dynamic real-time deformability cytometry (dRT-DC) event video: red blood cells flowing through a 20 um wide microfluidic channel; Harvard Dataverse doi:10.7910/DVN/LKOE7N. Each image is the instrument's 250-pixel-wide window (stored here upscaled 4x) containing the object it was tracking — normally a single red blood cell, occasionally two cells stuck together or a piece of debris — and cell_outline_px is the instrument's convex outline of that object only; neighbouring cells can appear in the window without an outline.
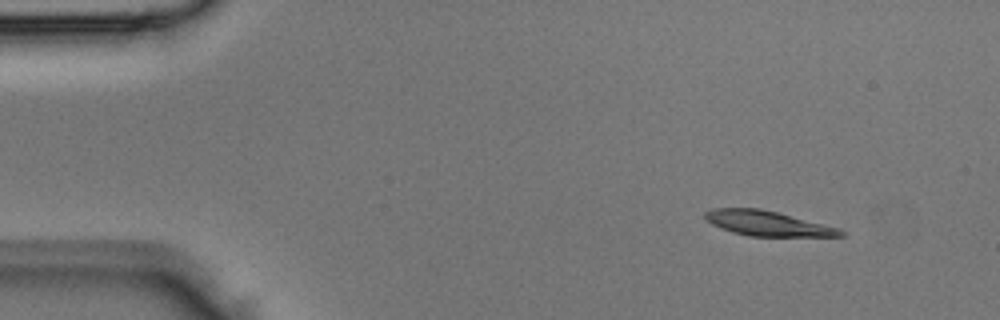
{"species": "Egyptian fruit bat (a non-hibernating species)", "species_latin": "Rousettus aegyptiacus", "temperature_condition": "room temperature", "stored_images_in_passage": 40, "camera_frame_rate_fps": 3000, "um_per_image_px": 0.085, "animal": {"sex": "male"}, "frame": {"image": 1, "passage_image": 1, "time_ms": 0.0, "image_size_px": [1000, 320], "cell_outline_px": [[844, 236], [748, 236], [732, 232], [720, 228], [712, 224], [704, 216], [704, 212], [712, 208], [760, 208], [840, 228], [844, 232]], "centroid_in_image_um": [65.21, 18.99], "position_along_channel_um": 19.8, "area_um2": 19.54}}
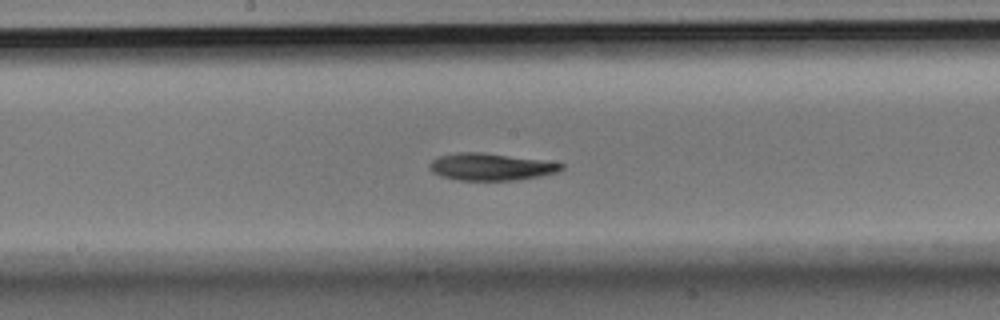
{"frame": {"image": 2, "passage_image": 19, "time_ms": 6.0, "image_size_px": [1000, 320], "cell_outline_px": [[564, 168], [556, 172], [540, 176], [516, 180], [456, 180], [440, 176], [432, 172], [428, 168], [428, 164], [432, 160], [440, 156], [456, 152], [480, 152], [540, 160], [564, 164]], "centroid_in_image_um": [41.66, 14.18], "position_along_channel_um": 206.5, "area_um2": 20.69}}
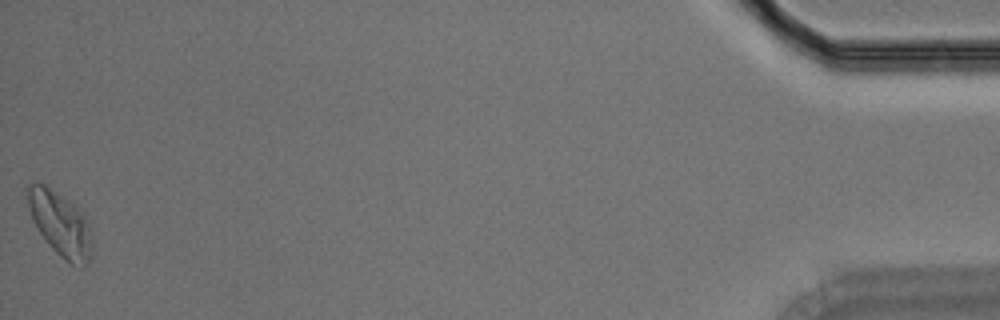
{"frame": {"image": 3, "passage_image": 40, "time_ms": 13.0, "image_size_px": [1000, 320], "cell_outline_px": [[92, 252], [88, 264], [84, 268], [80, 268], [64, 260], [52, 248], [40, 232], [32, 220], [28, 208], [24, 184], [36, 180], [44, 184], [76, 204], [84, 212], [92, 228]], "centroid_in_image_um": [5.14, 18.99], "position_along_channel_um": 430.1, "area_um2": 25.26}}